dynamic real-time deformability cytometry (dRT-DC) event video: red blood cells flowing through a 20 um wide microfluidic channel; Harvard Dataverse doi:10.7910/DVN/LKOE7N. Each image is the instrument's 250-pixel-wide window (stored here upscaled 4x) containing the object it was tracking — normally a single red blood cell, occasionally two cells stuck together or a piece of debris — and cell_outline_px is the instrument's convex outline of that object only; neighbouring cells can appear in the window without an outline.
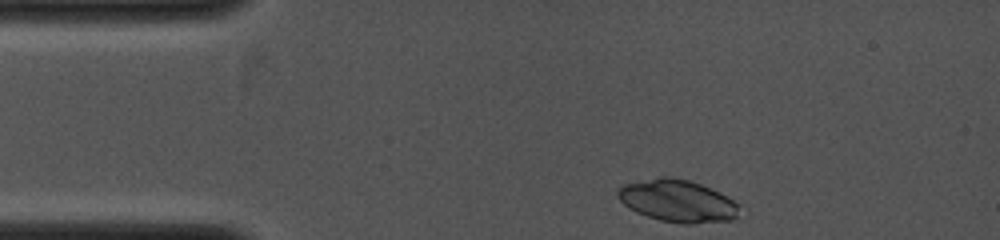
{"species": "common noctule bat (a hibernating species)", "species_latin": "Nyctalus noctula", "temperature_condition": "cold", "stored_images_in_passage": 6, "camera_frame_rate_fps": 4000, "um_per_image_px": 0.085, "animal": {"sex": "female", "body_mass_g": 19.0, "forearm_length_mm": 53.3}, "frame": {"image": 1, "passage_image": 1, "time_ms": 0.0, "image_size_px": [1000, 240], "cell_outline_px": [[740, 204], [736, 216], [732, 220], [692, 224], [684, 224], [660, 220], [636, 212], [628, 208], [616, 196], [616, 188], [624, 184], [660, 176], [668, 176], [688, 180], [700, 184]], "centroid_in_image_um": [57.53, 17.08], "position_along_channel_um": 27.5, "area_um2": 29.77}}